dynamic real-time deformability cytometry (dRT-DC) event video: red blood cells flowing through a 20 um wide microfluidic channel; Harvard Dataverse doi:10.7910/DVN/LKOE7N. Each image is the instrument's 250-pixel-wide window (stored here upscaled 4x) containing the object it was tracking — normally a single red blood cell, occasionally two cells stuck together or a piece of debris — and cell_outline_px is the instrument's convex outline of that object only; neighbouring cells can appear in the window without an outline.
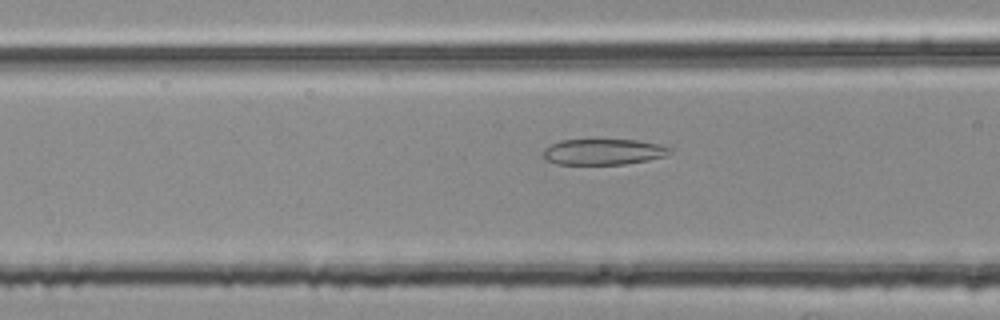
{"species": "common noctule bat (a hibernating species)", "species_latin": "Nyctalus noctula", "temperature_condition": "room temperature", "stored_images_in_passage": 38, "camera_frame_rate_fps": 3000, "um_per_image_px": 0.085, "animal": {"sex": "female", "body_mass_g": 25.1}, "frame": {"image": 1, "passage_image": 5, "time_ms": 1.333, "image_size_px": [1000, 320], "cell_outline_px": [[672, 152], [668, 156], [648, 160], [624, 164], [556, 164], [544, 160], [540, 156], [544, 148], [560, 140], [636, 140], [660, 144], [672, 148]], "centroid_in_image_um": [51.27, 12.91], "position_along_channel_um": 115.3, "area_um2": 19.36}}
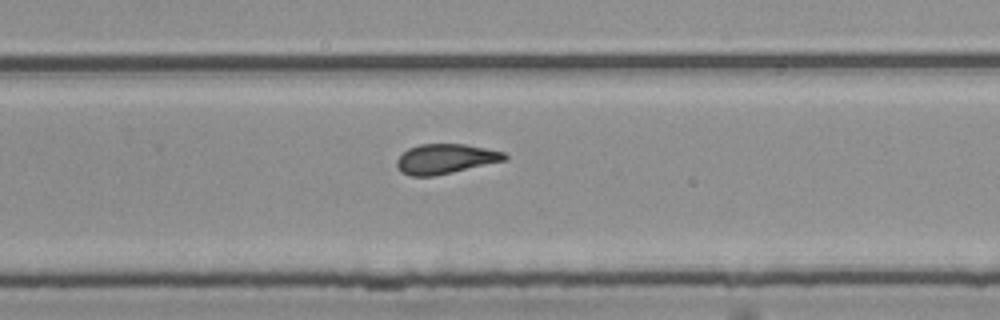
{"frame": {"image": 2, "passage_image": 19, "time_ms": 6.0, "image_size_px": [1000, 320], "cell_outline_px": [[508, 160], [452, 172], [432, 176], [408, 176], [400, 172], [396, 168], [396, 160], [408, 148], [420, 144], [464, 144], [504, 152], [508, 156]], "centroid_in_image_um": [37.84, 13.51], "position_along_channel_um": 292.0, "area_um2": 18.79}}
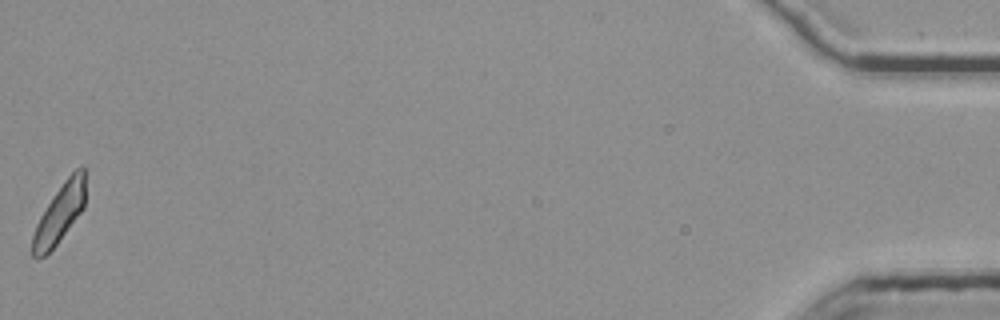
{"frame": {"image": 3, "passage_image": 38, "time_ms": 12.333, "image_size_px": [1000, 320], "cell_outline_px": [[84, 208], [56, 244], [44, 256], [36, 260], [32, 256], [32, 236], [36, 224], [40, 216], [64, 180], [80, 164], [84, 168]], "centroid_in_image_um": [5.04, 18.16], "position_along_channel_um": 430.2, "area_um2": 17.74}, "authors_computed_cell_mechanics": {"area_um2": 19.074, "velocity_mm_per_s": 3.7937, "shape_relaxation_time_tau1_ms": null, "shape_relaxation_time_tau2_ms": 2.1433, "deformation_change_tau1": null, "deformation_change_tau2": 0.1057}}